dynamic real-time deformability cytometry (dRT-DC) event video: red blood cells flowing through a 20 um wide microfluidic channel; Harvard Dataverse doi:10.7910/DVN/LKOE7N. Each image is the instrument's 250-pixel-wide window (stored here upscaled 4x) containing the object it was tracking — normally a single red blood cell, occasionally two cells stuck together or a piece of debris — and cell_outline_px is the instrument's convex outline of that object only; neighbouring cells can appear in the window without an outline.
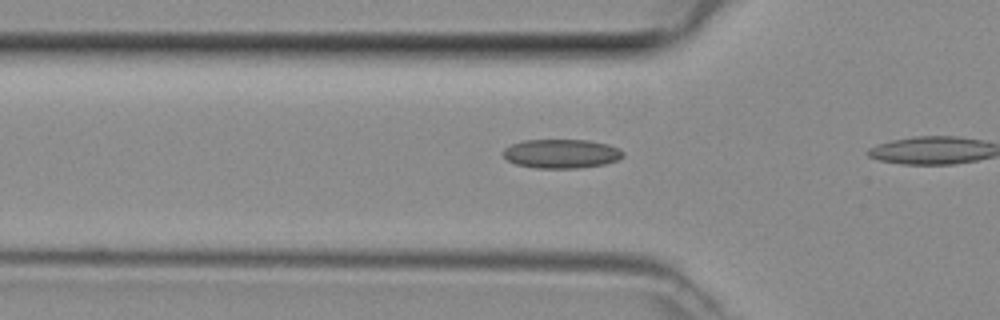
{"species": "common noctule bat (a hibernating species)", "species_latin": "Nyctalus noctula", "temperature_condition": "room temperature", "stored_images_in_passage": 10, "camera_frame_rate_fps": 3000, "um_per_image_px": 0.085, "animal": {"sex": "female", "body_mass_g": 29.2, "forearm_length_mm": 56.3}, "frame": {"image": 1, "passage_image": 9, "time_ms": 2.667, "image_size_px": [1000, 320], "cell_outline_px": [[624, 156], [616, 160], [604, 164], [580, 168], [536, 168], [516, 164], [508, 160], [504, 156], [504, 148], [512, 144], [524, 140], [588, 140], [608, 144], [620, 148], [624, 152]], "centroid_in_image_um": [47.74, 13.06], "position_along_channel_um": 78.1, "area_um2": 20.29}}